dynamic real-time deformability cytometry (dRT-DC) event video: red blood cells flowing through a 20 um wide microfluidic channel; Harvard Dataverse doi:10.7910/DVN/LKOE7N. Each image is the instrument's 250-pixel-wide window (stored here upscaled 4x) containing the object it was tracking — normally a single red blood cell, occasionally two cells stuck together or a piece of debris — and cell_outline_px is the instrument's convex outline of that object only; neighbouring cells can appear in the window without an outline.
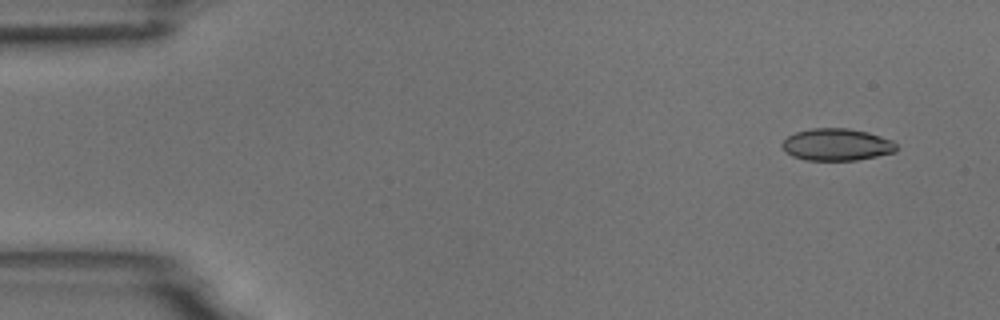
{"species": "common noctule bat (a hibernating species)", "species_latin": "Nyctalus noctula", "temperature_condition": "room temperature", "stored_images_in_passage": 5, "camera_frame_rate_fps": 3000, "um_per_image_px": 0.085, "animal": {"sex": "male", "body_mass_g": 18.8}, "frame": {"image": 1, "passage_image": 1, "time_ms": 0.0, "image_size_px": [1000, 320], "cell_outline_px": [[896, 152], [856, 160], [804, 160], [792, 156], [784, 152], [780, 144], [788, 136], [796, 132], [812, 128], [848, 128], [868, 132], [892, 140], [896, 144]], "centroid_in_image_um": [71.09, 12.29], "position_along_channel_um": 13.9, "area_um2": 21.44}}